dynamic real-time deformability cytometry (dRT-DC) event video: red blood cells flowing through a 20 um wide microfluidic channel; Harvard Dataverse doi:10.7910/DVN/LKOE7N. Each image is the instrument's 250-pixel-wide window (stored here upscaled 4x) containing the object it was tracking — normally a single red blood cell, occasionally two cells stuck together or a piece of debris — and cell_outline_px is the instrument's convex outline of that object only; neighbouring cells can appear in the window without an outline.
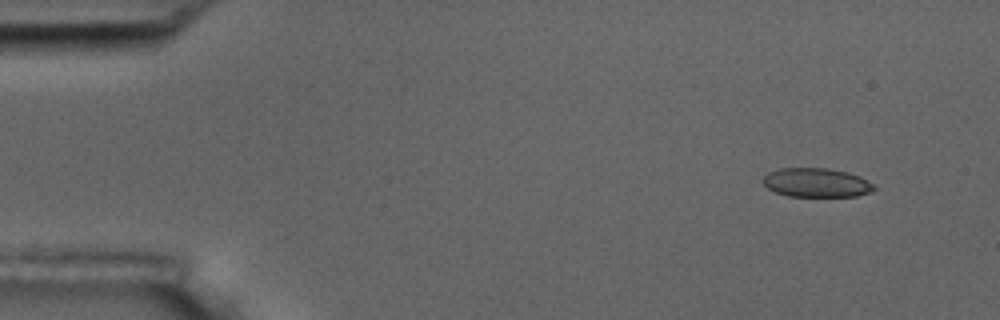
{"species": "common noctule bat (a hibernating species)", "species_latin": "Nyctalus noctula", "temperature_condition": "room temperature", "stored_images_in_passage": 53, "camera_frame_rate_fps": 3000, "um_per_image_px": 0.085, "animal": {"sex": "male", "body_mass_g": 17.5, "forearm_length_mm": 52.3}, "frame": {"image": 1, "passage_image": 1, "time_ms": 0.0, "image_size_px": [1000, 320], "cell_outline_px": [[876, 188], [872, 192], [856, 196], [788, 196], [776, 192], [768, 188], [760, 180], [768, 172], [780, 168], [828, 168], [848, 172], [860, 176], [876, 184]], "centroid_in_image_um": [69.42, 15.52], "position_along_channel_um": 15.6, "area_um2": 19.02}}
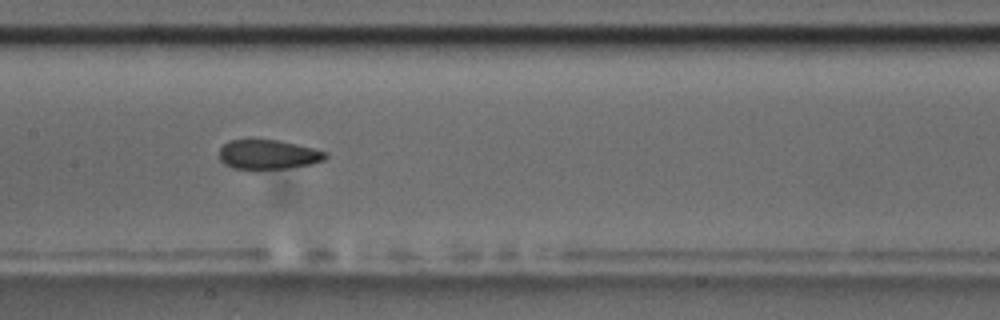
{"frame": {"image": 2, "passage_image": 24, "time_ms": 7.667, "image_size_px": [1000, 320], "cell_outline_px": [[328, 156], [324, 160], [312, 164], [288, 168], [232, 168], [224, 164], [220, 160], [220, 148], [228, 140], [280, 140], [328, 152]], "centroid_in_image_um": [22.81, 13.12], "position_along_channel_um": 184.6, "area_um2": 18.09}}
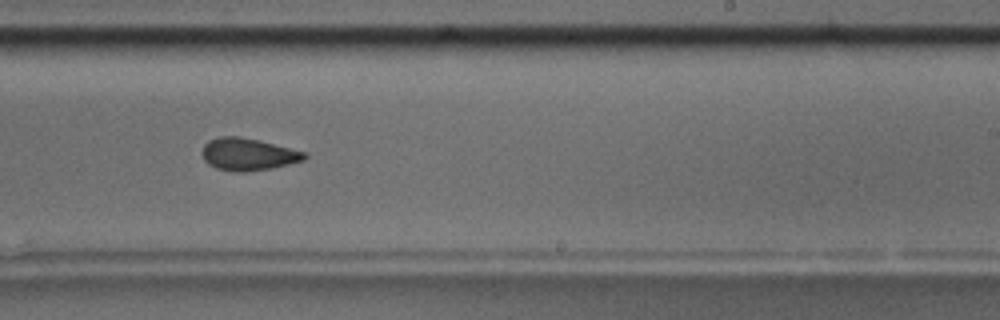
{"frame": {"image": 3, "passage_image": 31, "time_ms": 10.0, "image_size_px": [1000, 320], "cell_outline_px": [[308, 156], [304, 160], [272, 168], [248, 172], [236, 172], [216, 168], [208, 164], [204, 160], [200, 152], [204, 144], [208, 140], [220, 136], [240, 136], [260, 140], [308, 152]], "centroid_in_image_um": [21.08, 13.11], "position_along_channel_um": 267.9, "area_um2": 19.65}, "authors_computed_cell_mechanics": {"area_um2": 19.4786, "velocity_mm_per_s": 3.5753, "shape_relaxation_time_tau1_ms": 9.2893, "shape_relaxation_time_tau2_ms": 3.1318, "deformation_change_tau1": 0.1521, "deformation_change_tau2": 0.0749}}